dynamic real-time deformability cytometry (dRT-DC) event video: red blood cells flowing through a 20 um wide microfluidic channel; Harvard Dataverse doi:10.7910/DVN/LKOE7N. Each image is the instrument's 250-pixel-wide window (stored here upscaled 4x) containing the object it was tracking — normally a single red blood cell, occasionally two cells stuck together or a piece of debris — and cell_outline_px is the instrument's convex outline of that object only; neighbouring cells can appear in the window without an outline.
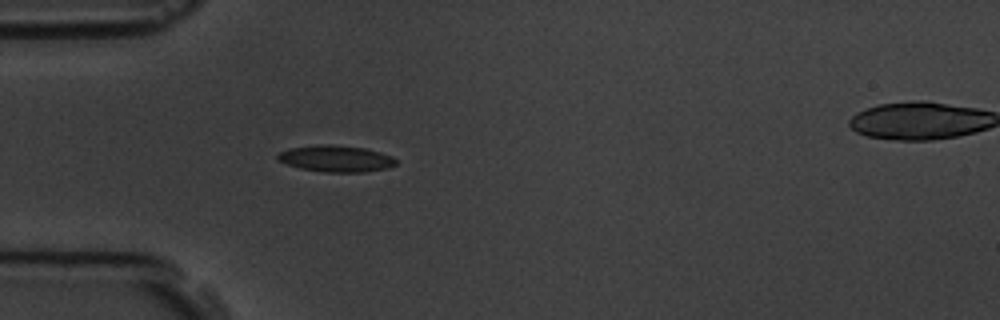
{"species": "common noctule bat (a hibernating species)", "species_latin": "Nyctalus noctula", "temperature_condition": "room temperature", "stored_images_in_passage": 2, "camera_frame_rate_fps": 3000, "um_per_image_px": 0.085, "animal": {"sex": "male", "body_mass_g": 19.5, "forearm_length_mm": 54.6}, "frame": {"image": 1, "passage_image": 1, "time_ms": 0.0, "image_size_px": [1000, 320], "cell_outline_px": [[396, 164], [388, 168], [364, 172], [324, 172], [300, 168], [276, 160], [276, 156], [280, 152], [288, 148], [316, 144], [332, 144], [364, 148], [380, 152], [392, 156], [396, 160]], "centroid_in_image_um": [28.53, 13.47], "position_along_channel_um": 56.5, "area_um2": 18.38}}